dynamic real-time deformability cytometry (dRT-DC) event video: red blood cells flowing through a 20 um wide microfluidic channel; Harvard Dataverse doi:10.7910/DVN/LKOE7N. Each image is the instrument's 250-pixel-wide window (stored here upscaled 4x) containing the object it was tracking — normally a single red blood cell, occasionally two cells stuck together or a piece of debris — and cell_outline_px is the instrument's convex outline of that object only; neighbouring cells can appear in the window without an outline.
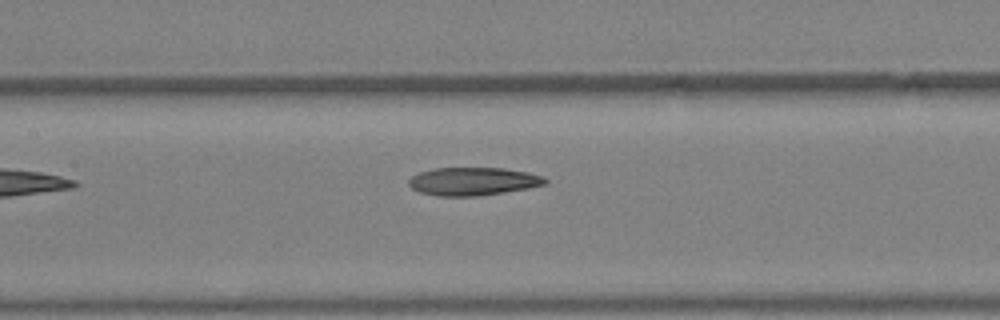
{"species": "Egyptian fruit bat (a non-hibernating species)", "species_latin": "Rousettus aegyptiacus", "temperature_condition": "warm", "stored_images_in_passage": 7, "camera_frame_rate_fps": 3000, "um_per_image_px": 0.085, "animal": {"sex": "female"}, "frame": {"image": 1, "passage_image": 7, "time_ms": 2.0, "image_size_px": [1000, 320], "cell_outline_px": [[548, 184], [528, 188], [504, 192], [476, 196], [436, 196], [420, 192], [412, 188], [408, 184], [408, 180], [412, 176], [420, 172], [436, 168], [504, 168], [528, 172], [544, 176], [548, 180]], "centroid_in_image_um": [40.24, 15.41], "position_along_channel_um": 167.2, "area_um2": 22.37}}